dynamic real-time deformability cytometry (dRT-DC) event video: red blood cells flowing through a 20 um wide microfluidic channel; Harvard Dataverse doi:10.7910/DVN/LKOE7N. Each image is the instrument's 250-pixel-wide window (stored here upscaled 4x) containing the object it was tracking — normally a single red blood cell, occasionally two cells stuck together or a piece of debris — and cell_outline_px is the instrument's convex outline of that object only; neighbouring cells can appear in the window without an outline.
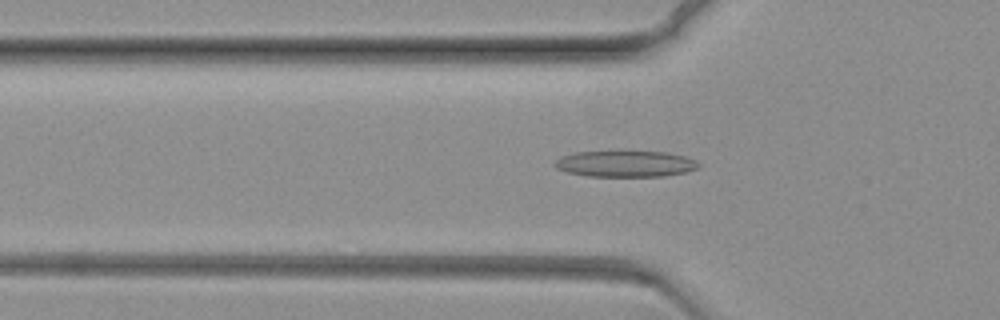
{"species": "common noctule bat (a hibernating species)", "species_latin": "Nyctalus noctula", "temperature_condition": "warm", "stored_images_in_passage": 50, "camera_frame_rate_fps": 3000, "um_per_image_px": 0.085, "animal": {"sex": "female", "body_mass_g": 19.3, "forearm_length_mm": 54.1}, "frame": {"image": 1, "passage_image": 4, "time_ms": 1.0, "image_size_px": [1000, 320], "cell_outline_px": [[700, 164], [696, 168], [684, 172], [664, 176], [588, 176], [568, 172], [556, 168], [552, 164], [560, 156], [576, 152], [620, 148], [664, 152], [684, 156], [696, 160]], "centroid_in_image_um": [53.1, 13.86], "position_along_channel_um": 72.7, "area_um2": 22.95}}
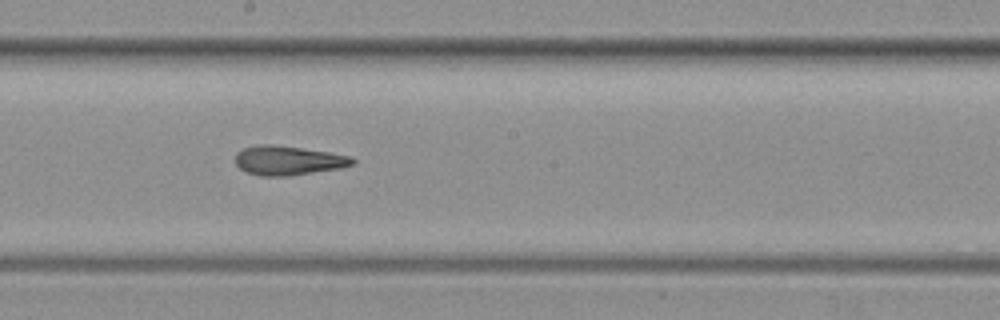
{"frame": {"image": 2, "passage_image": 20, "time_ms": 6.333, "image_size_px": [1000, 320], "cell_outline_px": [[356, 160], [352, 164], [340, 168], [288, 176], [260, 176], [248, 172], [240, 168], [236, 164], [236, 152], [244, 148], [256, 144], [272, 144], [328, 152], [352, 156]], "centroid_in_image_um": [24.48, 13.63], "position_along_channel_um": 223.7, "area_um2": 19.88}}
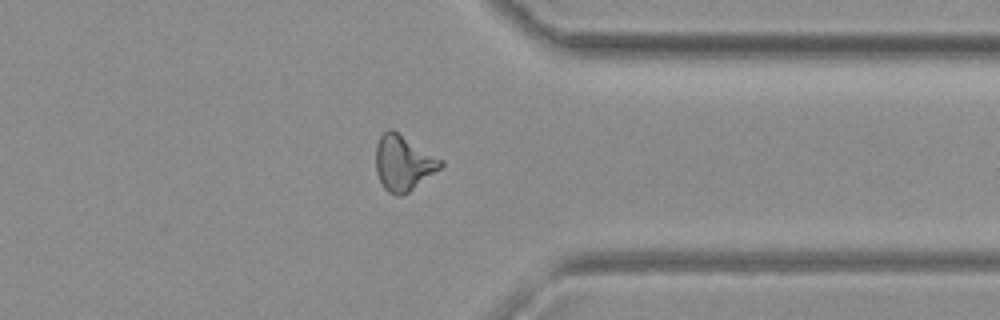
{"frame": {"image": 3, "passage_image": 37, "time_ms": 12.0, "image_size_px": [1000, 320], "cell_outline_px": [[444, 164], [440, 168], [408, 192], [400, 196], [388, 192], [384, 188], [376, 172], [376, 144], [380, 136], [388, 128], [392, 128], [444, 160]], "centroid_in_image_um": [34.28, 13.82], "position_along_channel_um": 377.1, "area_um2": 20.87}}